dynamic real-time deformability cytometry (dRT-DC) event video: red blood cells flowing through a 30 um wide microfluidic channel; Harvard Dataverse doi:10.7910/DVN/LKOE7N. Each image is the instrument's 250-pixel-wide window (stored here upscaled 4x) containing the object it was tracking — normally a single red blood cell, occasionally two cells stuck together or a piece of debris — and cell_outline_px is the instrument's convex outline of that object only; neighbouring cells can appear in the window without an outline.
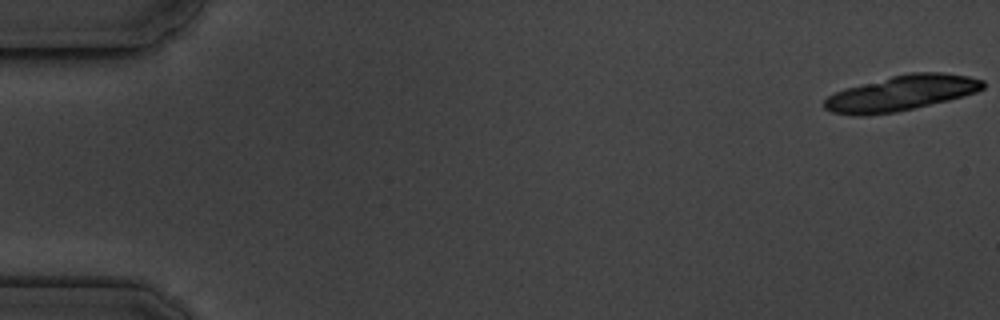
{"species": "common noctule bat (a hibernating species)", "species_latin": "Nyctalus noctula", "temperature_condition": "cold", "stored_images_in_passage": 8, "camera_frame_rate_fps": 3000, "um_per_image_px": 0.085, "animal": {"sex": "male", "body_mass_g": 19.5, "forearm_length_mm": 54.6}, "frame": {"image": 1, "passage_image": 1, "time_ms": 0.0, "image_size_px": [1000, 320], "cell_outline_px": [[984, 88], [976, 92], [964, 96], [948, 100], [896, 112], [868, 116], [856, 116], [832, 112], [824, 108], [824, 100], [828, 96], [844, 88], [908, 72], [940, 72], [968, 76], [984, 80]], "centroid_in_image_um": [76.6, 7.92], "position_along_channel_um": 8.4, "area_um2": 32.66}}